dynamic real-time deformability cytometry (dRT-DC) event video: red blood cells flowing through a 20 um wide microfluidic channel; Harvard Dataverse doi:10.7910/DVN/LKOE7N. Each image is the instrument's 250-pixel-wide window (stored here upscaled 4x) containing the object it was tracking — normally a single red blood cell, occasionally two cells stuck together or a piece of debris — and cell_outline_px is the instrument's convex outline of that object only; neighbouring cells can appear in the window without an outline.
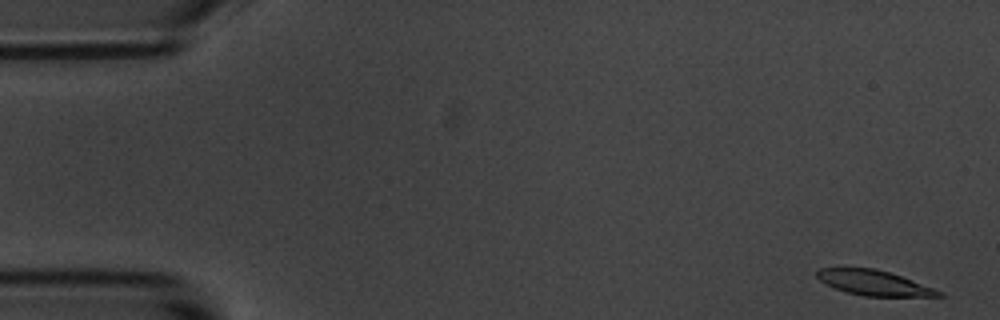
{"species": "common noctule bat (a hibernating species)", "species_latin": "Nyctalus noctula", "temperature_condition": "room temperature", "stored_images_in_passage": 5, "camera_frame_rate_fps": 3000, "um_per_image_px": 0.085, "animal": {"sex": "male", "body_mass_g": 20.1, "forearm_length_mm": 53.5}, "frame": {"image": 1, "passage_image": 1, "time_ms": 0.0, "image_size_px": [1000, 320], "cell_outline_px": [[944, 296], [864, 296], [848, 292], [836, 288], [820, 280], [816, 276], [816, 272], [820, 268], [876, 268], [900, 276], [944, 292]], "centroid_in_image_um": [74.29, 24.04], "position_along_channel_um": 10.7, "area_um2": 17.4}}
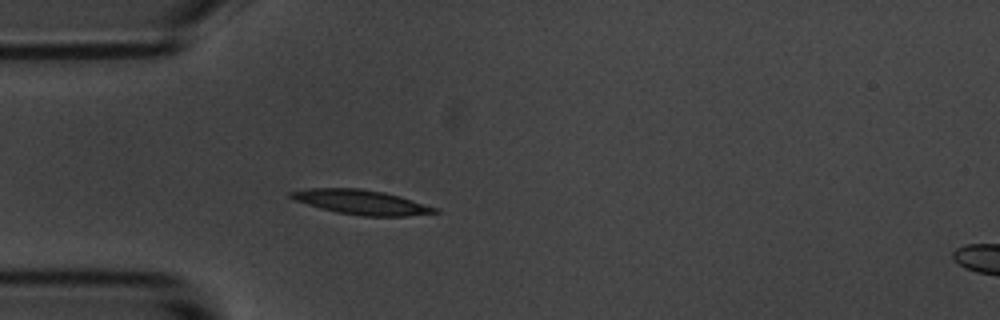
{"frame": {"image": 2, "passage_image": 5, "time_ms": 4.667, "image_size_px": [1000, 320], "cell_outline_px": [[440, 212], [408, 216], [364, 216], [336, 212], [320, 208], [296, 200], [288, 196], [288, 192], [308, 188], [360, 188], [384, 192], [400, 196], [440, 208]], "centroid_in_image_um": [30.76, 17.18], "position_along_channel_um": 54.2, "area_um2": 20.69}}